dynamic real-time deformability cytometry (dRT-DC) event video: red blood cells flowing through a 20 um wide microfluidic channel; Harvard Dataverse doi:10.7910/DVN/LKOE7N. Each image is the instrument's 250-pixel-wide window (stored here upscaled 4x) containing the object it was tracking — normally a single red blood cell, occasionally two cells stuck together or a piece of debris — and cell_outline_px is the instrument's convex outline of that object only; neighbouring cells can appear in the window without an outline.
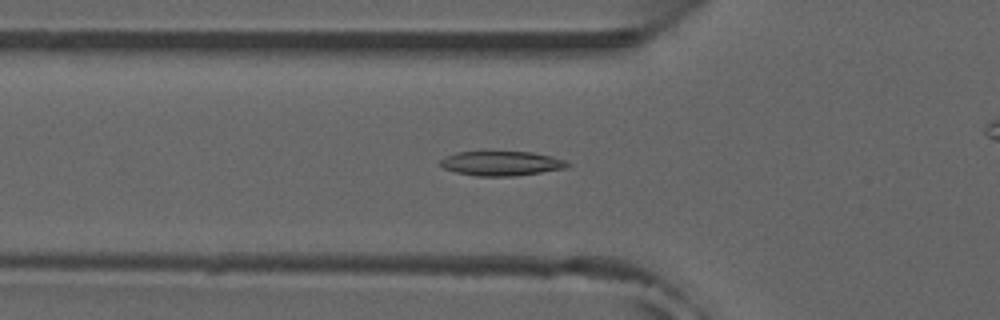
{"species": "common noctule bat (a hibernating species)", "species_latin": "Nyctalus noctula", "temperature_condition": "room temperature", "stored_images_in_passage": 12, "camera_frame_rate_fps": 3000, "um_per_image_px": 0.085, "animal": {"sex": "male", "forearm_length_mm": 52.5}, "frame": {"image": 1, "passage_image": 4, "time_ms": 1.0, "image_size_px": [1000, 320], "cell_outline_px": [[572, 164], [564, 168], [540, 172], [512, 176], [476, 176], [456, 172], [444, 168], [440, 164], [440, 160], [444, 156], [456, 152], [484, 148], [532, 152], [552, 156], [564, 160]], "centroid_in_image_um": [42.54, 13.82], "position_along_channel_um": 83.3, "area_um2": 19.13}}
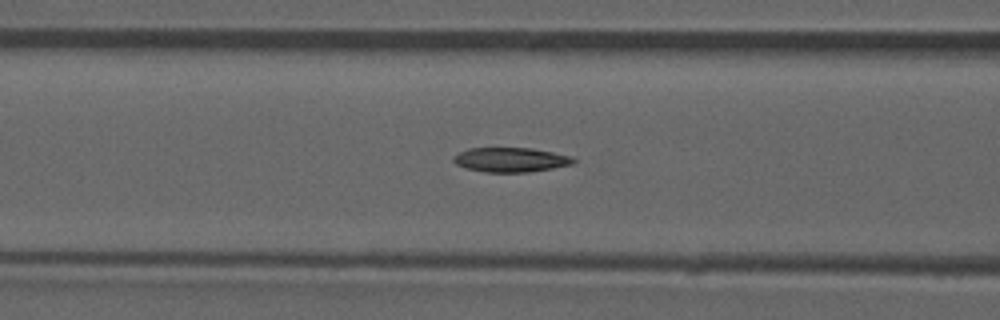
{"frame": {"image": 2, "passage_image": 7, "time_ms": 2.0, "image_size_px": [1000, 320], "cell_outline_px": [[576, 160], [572, 164], [552, 168], [528, 172], [484, 172], [464, 168], [456, 164], [452, 160], [452, 156], [468, 148], [532, 148], [572, 156]], "centroid_in_image_um": [43.37, 13.58], "position_along_channel_um": 123.2, "area_um2": 17.17}}